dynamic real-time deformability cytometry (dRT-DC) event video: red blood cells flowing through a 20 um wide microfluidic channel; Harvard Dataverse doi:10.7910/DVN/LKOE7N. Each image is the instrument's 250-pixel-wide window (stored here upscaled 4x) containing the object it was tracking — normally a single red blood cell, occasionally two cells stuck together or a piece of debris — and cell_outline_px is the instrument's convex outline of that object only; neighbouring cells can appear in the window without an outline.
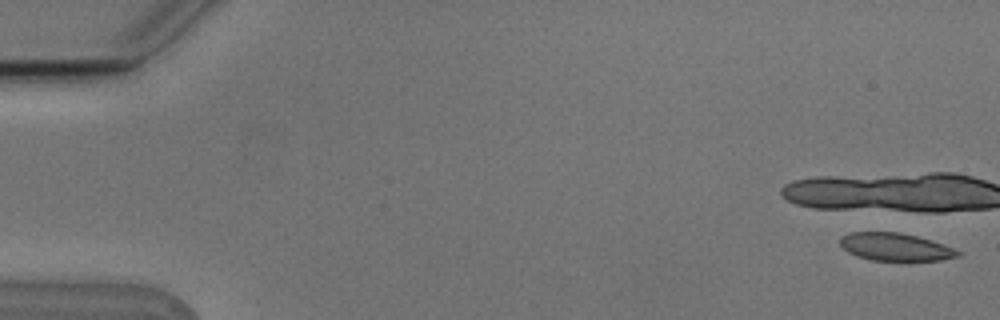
{"species": "Egyptian fruit bat (a non-hibernating species)", "species_latin": "Rousettus aegyptiacus", "temperature_condition": "cold", "stored_images_in_passage": 4, "camera_frame_rate_fps": 3000, "um_per_image_px": 0.085, "animal": {"sex": "male"}, "frame": {"image": 1, "passage_image": 1, "time_ms": 0.0, "image_size_px": [1000, 320], "cell_outline_px": [[960, 256], [940, 260], [872, 260], [856, 256], [848, 252], [840, 244], [840, 236], [852, 232], [900, 232], [932, 240], [944, 244], [960, 252]], "centroid_in_image_um": [76.09, 20.98], "position_along_channel_um": 8.9, "area_um2": 18.9}}